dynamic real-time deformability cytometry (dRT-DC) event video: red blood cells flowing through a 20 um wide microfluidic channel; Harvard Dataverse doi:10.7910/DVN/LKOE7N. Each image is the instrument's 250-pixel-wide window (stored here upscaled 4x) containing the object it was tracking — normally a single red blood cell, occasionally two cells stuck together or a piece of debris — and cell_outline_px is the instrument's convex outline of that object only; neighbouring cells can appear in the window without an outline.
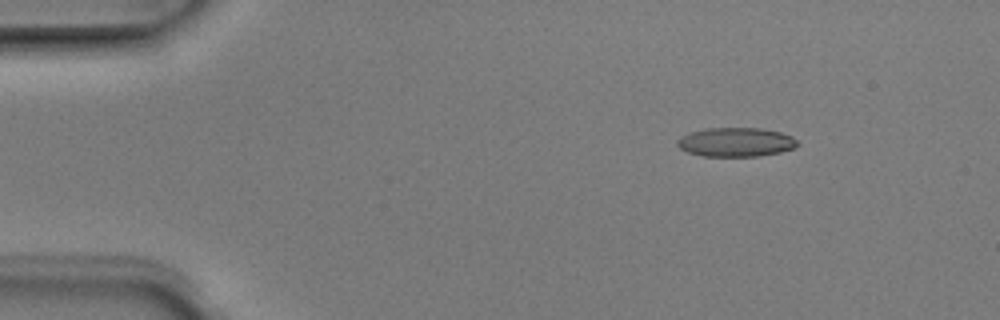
{"species": "Egyptian fruit bat (a non-hibernating species)", "species_latin": "Rousettus aegyptiacus", "temperature_condition": "room temperature", "stored_images_in_passage": 4, "camera_frame_rate_fps": 3000, "um_per_image_px": 0.085, "animal": {"sex": "male"}, "frame": {"image": 1, "passage_image": 1, "time_ms": 0.0, "image_size_px": [1000, 320], "cell_outline_px": [[796, 148], [780, 152], [756, 156], [704, 156], [688, 152], [680, 148], [676, 144], [676, 140], [688, 132], [704, 128], [760, 128], [780, 132], [792, 136], [796, 140]], "centroid_in_image_um": [62.52, 12.07], "position_along_channel_um": 22.5, "area_um2": 20.35}}
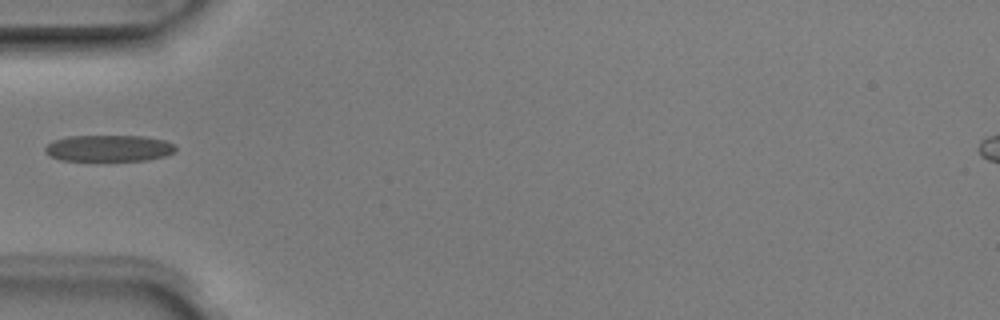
{"frame": {"image": 2, "passage_image": 3, "time_ms": 0.667, "image_size_px": [1000, 320], "cell_outline_px": [[176, 152], [164, 156], [148, 160], [60, 160], [44, 152], [44, 148], [52, 140], [68, 136], [144, 136], [164, 140], [176, 144]], "centroid_in_image_um": [9.27, 12.59], "position_along_channel_um": 75.7, "area_um2": 20.17}}
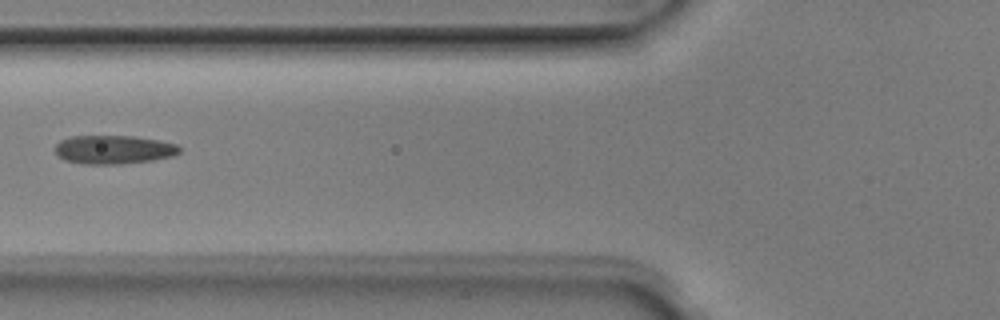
{"frame": {"image": 3, "passage_image": 4, "time_ms": 1.0, "image_size_px": [1000, 320], "cell_outline_px": [[180, 152], [172, 156], [152, 160], [116, 164], [84, 164], [64, 160], [56, 156], [56, 144], [60, 140], [72, 136], [132, 136], [160, 140], [176, 144], [180, 148]], "centroid_in_image_um": [9.64, 12.71], "position_along_channel_um": 116.2, "area_um2": 20.75}}